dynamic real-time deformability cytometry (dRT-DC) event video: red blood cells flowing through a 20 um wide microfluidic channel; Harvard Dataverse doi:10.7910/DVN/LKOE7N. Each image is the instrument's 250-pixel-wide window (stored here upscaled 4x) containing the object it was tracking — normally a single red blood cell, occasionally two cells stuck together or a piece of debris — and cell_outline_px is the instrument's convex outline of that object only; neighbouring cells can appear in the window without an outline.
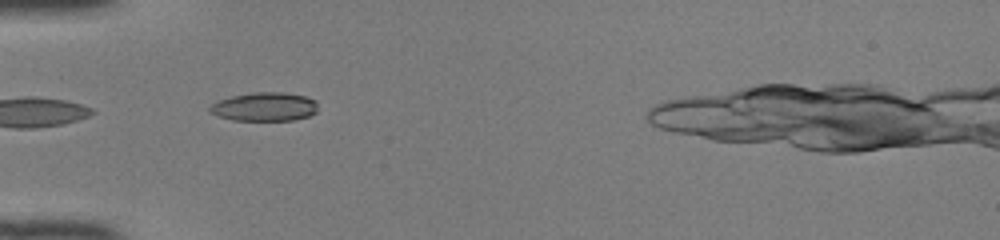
{"species": "common noctule bat (a hibernating species)", "species_latin": "Nyctalus noctula", "temperature_condition": "room temperature", "stored_images_in_passage": 32, "camera_frame_rate_fps": 3000, "um_per_image_px": 0.085, "animal": {"sex": "female", "body_mass_g": 22.0, "forearm_length_mm": 56.7}, "frame": {"image": 1, "passage_image": 1, "time_ms": 0.0, "image_size_px": [1000, 240], "cell_outline_px": [[316, 112], [308, 116], [292, 120], [232, 120], [208, 112], [208, 108], [212, 104], [220, 100], [232, 96], [252, 92], [284, 92], [304, 96], [316, 100]], "centroid_in_image_um": [22.47, 9.07], "position_along_channel_um": 62.5, "area_um2": 17.98}}
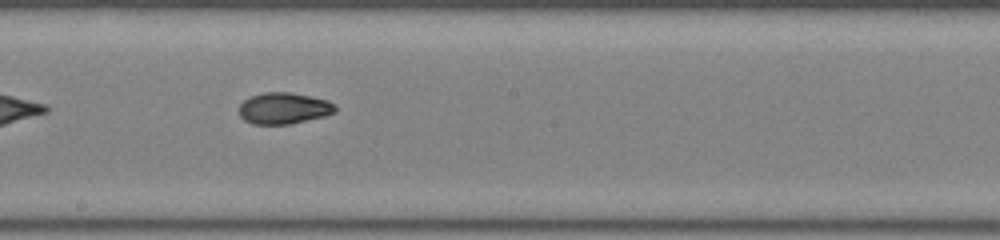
{"frame": {"image": 2, "passage_image": 13, "time_ms": 4.0, "image_size_px": [1000, 240], "cell_outline_px": [[336, 112], [324, 116], [288, 124], [252, 124], [244, 120], [240, 116], [240, 104], [244, 100], [252, 96], [264, 92], [292, 92], [312, 96], [328, 100], [336, 108]], "centroid_in_image_um": [24.12, 9.19], "position_along_channel_um": 224.1, "area_um2": 17.51}}
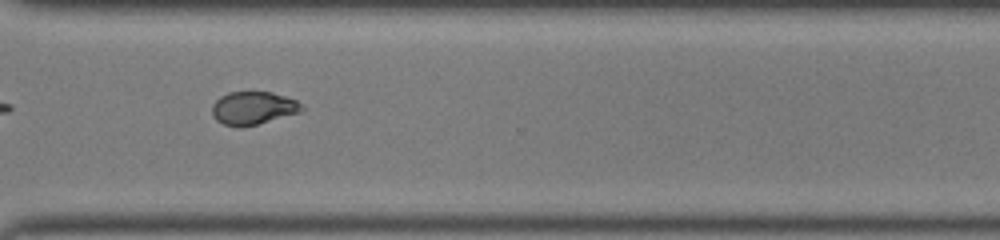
{"frame": {"image": 3, "passage_image": 22, "time_ms": 7.0, "image_size_px": [1000, 240], "cell_outline_px": [[304, 108], [300, 112], [256, 124], [240, 128], [236, 128], [224, 124], [216, 120], [212, 116], [212, 104], [220, 96], [228, 92], [272, 92], [296, 100]], "centroid_in_image_um": [21.47, 9.19], "position_along_channel_um": 349.1, "area_um2": 17.22}}